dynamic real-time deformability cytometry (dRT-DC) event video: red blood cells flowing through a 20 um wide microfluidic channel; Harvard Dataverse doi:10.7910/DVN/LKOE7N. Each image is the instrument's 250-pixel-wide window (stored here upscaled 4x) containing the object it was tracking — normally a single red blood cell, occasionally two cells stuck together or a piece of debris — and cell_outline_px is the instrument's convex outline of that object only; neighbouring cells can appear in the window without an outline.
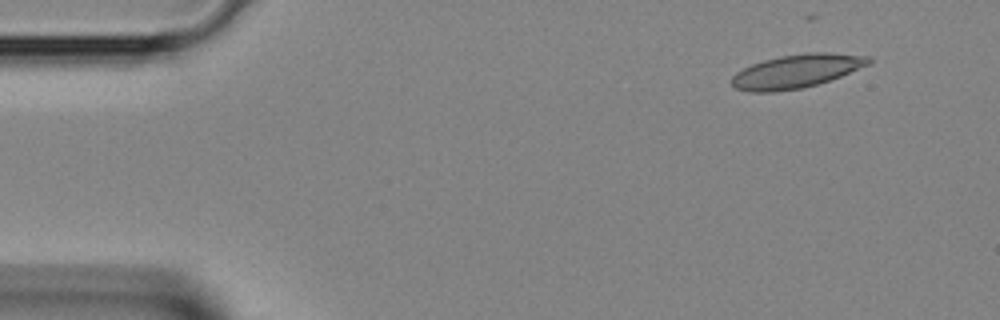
{"species": "Egyptian fruit bat (a non-hibernating species)", "species_latin": "Rousettus aegyptiacus", "temperature_condition": "room temperature", "stored_images_in_passage": 2, "segment_of_instrument_passage": [2, 2], "camera_frame_rate_fps": 3000, "um_per_image_px": 0.085, "animal": {"sex": "female"}, "frame": {"image": 1, "passage_image": 2, "time_ms": 0.333, "image_size_px": [1000, 320], "cell_outline_px": [[872, 60], [868, 64], [840, 76], [816, 84], [800, 88], [772, 92], [748, 92], [736, 88], [732, 84], [732, 76], [736, 72], [752, 64], [764, 60], [780, 56], [804, 52], [828, 52], [868, 56]], "centroid_in_image_um": [67.67, 6.04], "position_along_channel_um": 17.3, "area_um2": 26.47}}